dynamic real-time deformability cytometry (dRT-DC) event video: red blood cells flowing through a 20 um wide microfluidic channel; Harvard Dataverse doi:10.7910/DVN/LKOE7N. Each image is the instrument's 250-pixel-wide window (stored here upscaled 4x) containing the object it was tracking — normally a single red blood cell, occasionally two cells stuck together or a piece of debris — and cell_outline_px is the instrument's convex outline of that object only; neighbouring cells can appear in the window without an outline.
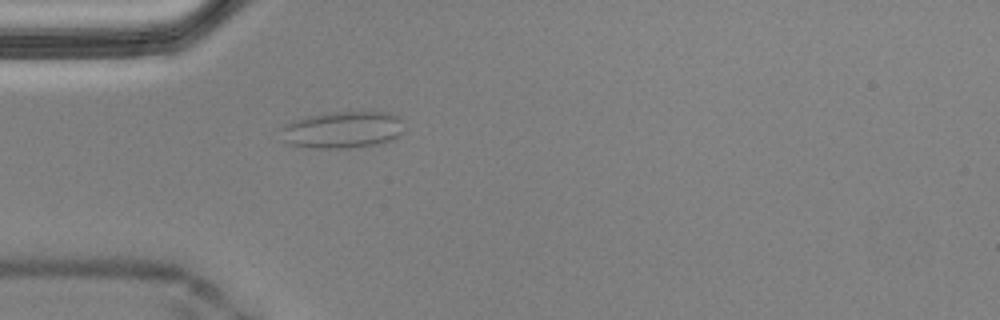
{"species": "Egyptian fruit bat (a non-hibernating species)", "species_latin": "Rousettus aegyptiacus", "temperature_condition": "cold", "stored_images_in_passage": 57, "camera_frame_rate_fps": 3000, "um_per_image_px": 0.085, "animal": {"sex": "male"}, "frame": {"image": 1, "passage_image": 16, "time_ms": 5.0, "image_size_px": [1000, 320], "cell_outline_px": [[400, 132], [396, 136], [388, 140], [376, 144], [348, 148], [312, 148], [292, 144], [284, 140], [280, 128], [296, 120], [308, 116], [332, 112], [388, 112], [396, 116], [400, 120]], "centroid_in_image_um": [29.07, 11.03], "position_along_channel_um": 55.9, "area_um2": 25.72}}
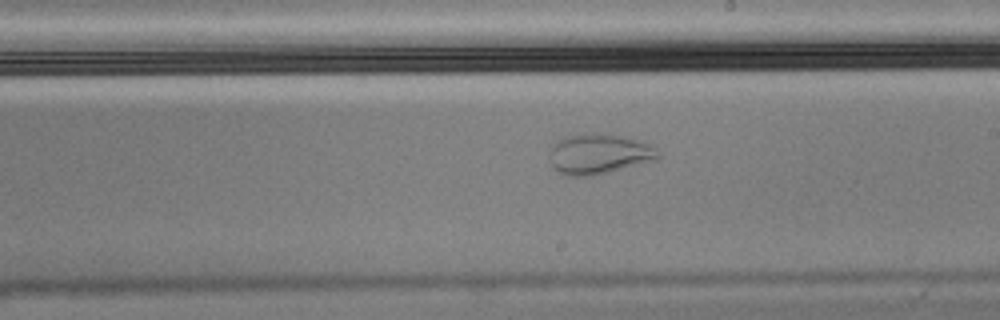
{"frame": {"image": 2, "passage_image": 32, "time_ms": 10.333, "image_size_px": [1000, 320], "cell_outline_px": [[660, 156], [656, 160], [592, 176], [564, 176], [552, 168], [548, 160], [552, 144], [564, 136], [588, 132], [596, 132], [624, 136], [652, 144], [656, 148]], "centroid_in_image_um": [50.86, 13.07], "position_along_channel_um": 238.1, "area_um2": 26.07}}
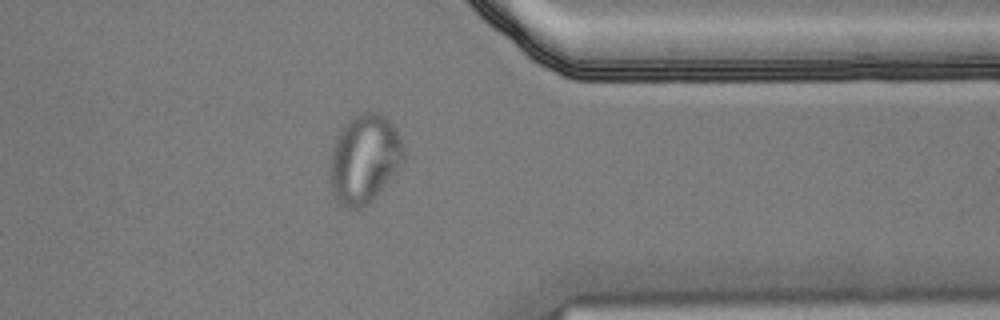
{"frame": {"image": 3, "passage_image": 45, "time_ms": 14.667, "image_size_px": [1000, 320], "cell_outline_px": [[404, 160], [400, 168], [372, 200], [368, 204], [360, 208], [344, 208], [336, 200], [332, 192], [332, 148], [336, 136], [344, 124], [348, 120], [360, 112], [376, 112], [384, 116], [396, 128], [404, 148]], "centroid_in_image_um": [31.0, 13.5], "position_along_channel_um": 380.4, "area_um2": 37.92}}